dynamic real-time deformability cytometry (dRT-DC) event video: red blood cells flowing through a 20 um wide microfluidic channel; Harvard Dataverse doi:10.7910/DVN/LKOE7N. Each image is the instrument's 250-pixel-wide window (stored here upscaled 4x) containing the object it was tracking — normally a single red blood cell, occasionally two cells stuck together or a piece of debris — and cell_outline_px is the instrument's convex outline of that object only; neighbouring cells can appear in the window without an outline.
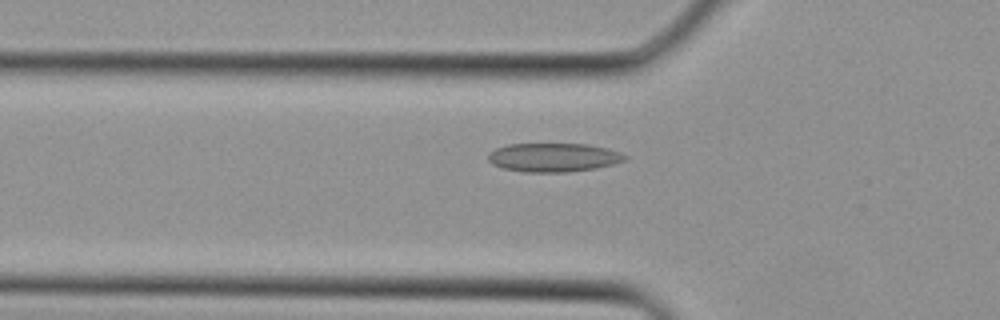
{"species": "Egyptian fruit bat (a non-hibernating species)", "species_latin": "Rousettus aegyptiacus", "temperature_condition": "cold", "stored_images_in_passage": 31, "camera_frame_rate_fps": 3000, "um_per_image_px": 0.085, "animal": {"sex": "female"}, "frame": {"image": 1, "passage_image": 8, "time_ms": 2.333, "image_size_px": [1000, 320], "cell_outline_px": [[628, 156], [624, 160], [612, 164], [596, 168], [568, 172], [524, 172], [504, 168], [492, 164], [488, 160], [488, 152], [496, 148], [508, 144], [588, 144], [620, 152]], "centroid_in_image_um": [47.01, 13.38], "position_along_channel_um": 78.8, "area_um2": 22.83}}
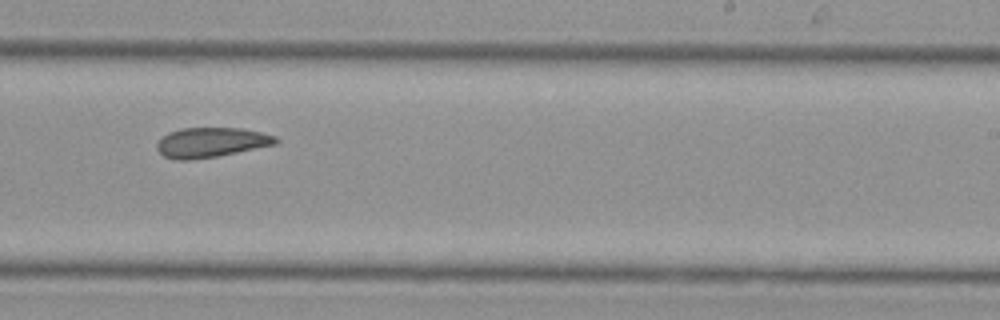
{"frame": {"image": 2, "passage_image": 18, "time_ms": 5.667, "image_size_px": [1000, 320], "cell_outline_px": [[280, 140], [276, 144], [216, 156], [188, 160], [176, 160], [164, 156], [156, 148], [156, 144], [168, 132], [180, 128], [244, 128], [276, 136]], "centroid_in_image_um": [17.94, 12.09], "position_along_channel_um": 271.1, "area_um2": 20.52}}
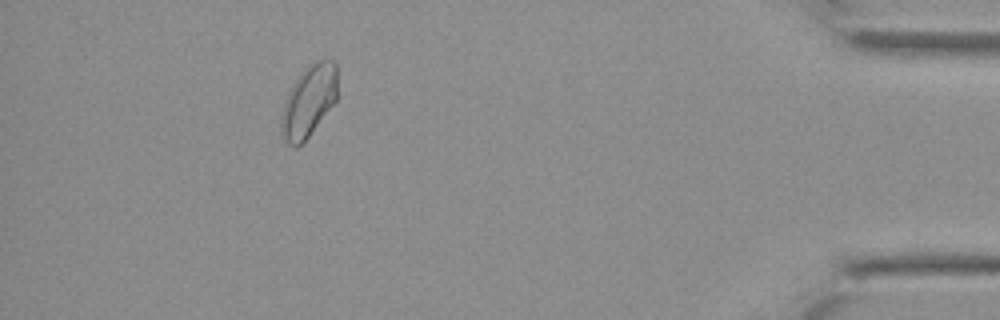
{"frame": {"image": 3, "passage_image": 28, "time_ms": 9.0, "image_size_px": [1000, 320], "cell_outline_px": [[336, 100], [308, 136], [296, 148], [288, 144], [284, 140], [280, 132], [280, 116], [288, 92], [292, 84], [300, 72], [308, 64], [324, 56], [328, 56], [336, 64]], "centroid_in_image_um": [26.22, 8.54], "position_along_channel_um": 409.0, "area_um2": 23.64}}